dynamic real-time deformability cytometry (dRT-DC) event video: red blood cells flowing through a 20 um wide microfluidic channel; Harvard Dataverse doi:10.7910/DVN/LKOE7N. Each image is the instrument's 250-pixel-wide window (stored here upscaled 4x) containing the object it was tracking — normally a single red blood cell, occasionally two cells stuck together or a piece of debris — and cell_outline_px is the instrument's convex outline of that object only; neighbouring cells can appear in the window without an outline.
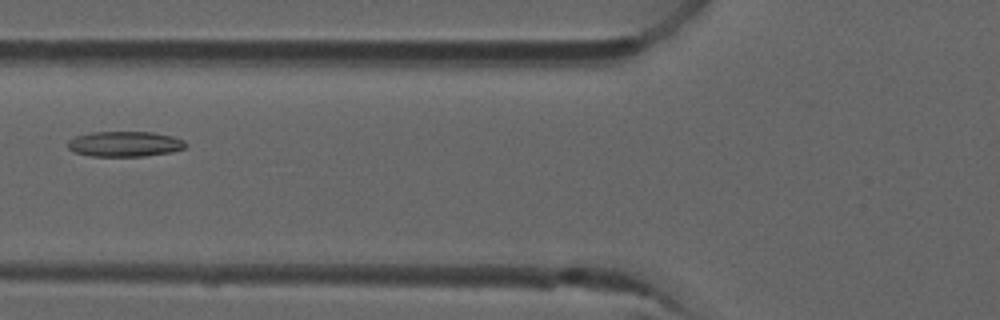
{"species": "common noctule bat (a hibernating species)", "species_latin": "Nyctalus noctula", "temperature_condition": "room temperature", "stored_images_in_passage": 8, "camera_frame_rate_fps": 3000, "um_per_image_px": 0.085, "animal": {"sex": "male", "forearm_length_mm": 52.5}, "frame": {"image": 1, "passage_image": 7, "time_ms": 2.0, "image_size_px": [1000, 320], "cell_outline_px": [[188, 144], [184, 148], [172, 152], [144, 156], [92, 156], [76, 152], [68, 148], [68, 140], [76, 136], [92, 132], [152, 132], [172, 136], [184, 140]], "centroid_in_image_um": [10.63, 12.23], "position_along_channel_um": 115.2, "area_um2": 17.34}}
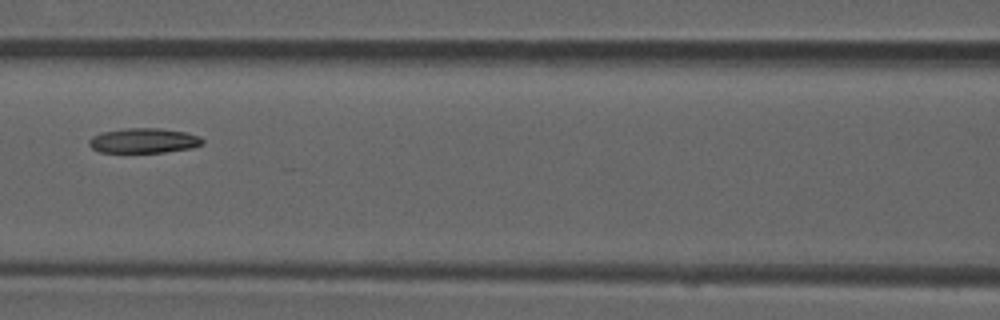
{"frame": {"image": 2, "passage_image": 8, "time_ms": 2.333, "image_size_px": [1000, 320], "cell_outline_px": [[204, 144], [192, 148], [164, 152], [100, 152], [92, 148], [88, 144], [88, 140], [92, 136], [100, 132], [124, 128], [160, 128], [184, 132], [200, 136], [204, 140]], "centroid_in_image_um": [12.21, 11.95], "position_along_channel_um": 154.4, "area_um2": 16.59}}